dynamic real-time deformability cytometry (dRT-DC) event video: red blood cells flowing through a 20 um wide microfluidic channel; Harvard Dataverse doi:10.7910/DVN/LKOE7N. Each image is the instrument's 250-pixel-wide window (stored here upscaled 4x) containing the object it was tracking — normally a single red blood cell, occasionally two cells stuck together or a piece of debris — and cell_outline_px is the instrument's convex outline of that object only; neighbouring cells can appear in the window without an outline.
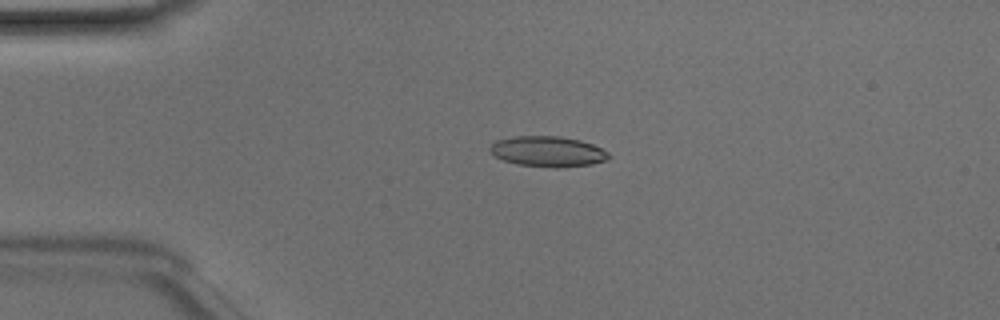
{"species": "Egyptian fruit bat (a non-hibernating species)", "species_latin": "Rousettus aegyptiacus", "temperature_condition": "room temperature", "stored_images_in_passage": 48, "camera_frame_rate_fps": 3000, "um_per_image_px": 0.085, "animal": {"sex": "male"}, "frame": {"image": 1, "passage_image": 11, "time_ms": 3.333, "image_size_px": [1000, 320], "cell_outline_px": [[612, 156], [604, 160], [592, 164], [564, 168], [556, 168], [516, 164], [504, 160], [488, 152], [488, 148], [496, 140], [516, 136], [560, 136], [580, 140], [592, 144], [608, 152]], "centroid_in_image_um": [46.55, 12.88], "position_along_channel_um": 38.4, "area_um2": 21.21}}
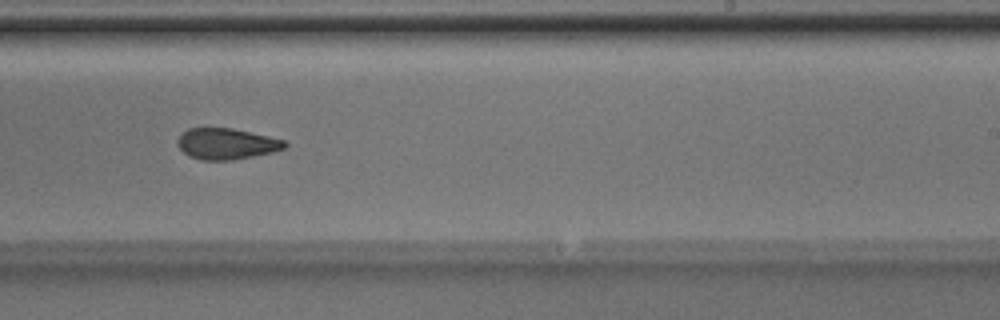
{"frame": {"image": 2, "passage_image": 30, "time_ms": 9.667, "image_size_px": [1000, 320], "cell_outline_px": [[288, 144], [284, 148], [272, 152], [232, 160], [200, 160], [188, 156], [176, 144], [176, 140], [188, 128], [232, 128], [268, 136], [284, 140]], "centroid_in_image_um": [19.22, 12.22], "position_along_channel_um": 269.8, "area_um2": 19.31}}
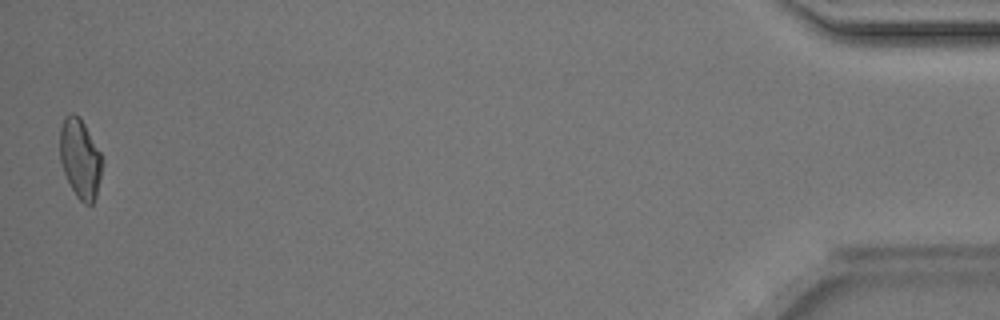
{"frame": {"image": 3, "passage_image": 48, "time_ms": 15.667, "image_size_px": [1000, 320], "cell_outline_px": [[104, 160], [96, 196], [92, 204], [84, 204], [76, 196], [64, 172], [60, 160], [60, 128], [64, 116], [72, 112], [80, 116], [100, 152]], "centroid_in_image_um": [6.82, 13.45], "position_along_channel_um": 428.4, "area_um2": 19.59}, "authors_computed_cell_mechanics": {"area_um2": 20.5768, "velocity_mm_per_s": 4.1769, "shape_relaxation_time_tau1_ms": 3.1656, "shape_relaxation_time_tau2_ms": 2.5931, "deformation_change_tau1": 0.1222, "deformation_change_tau2": 0.0853}}